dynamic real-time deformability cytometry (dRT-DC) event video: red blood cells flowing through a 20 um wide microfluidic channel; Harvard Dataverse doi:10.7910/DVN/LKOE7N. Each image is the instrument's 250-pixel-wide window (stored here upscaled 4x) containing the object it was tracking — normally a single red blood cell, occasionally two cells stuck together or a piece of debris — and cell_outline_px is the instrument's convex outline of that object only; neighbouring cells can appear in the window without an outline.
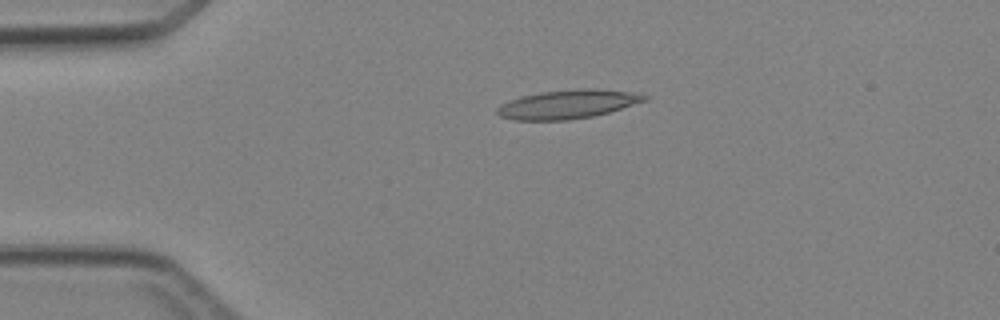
{"species": "Egyptian fruit bat (a non-hibernating species)", "species_latin": "Rousettus aegyptiacus", "temperature_condition": "cold", "stored_images_in_passage": 4, "camera_frame_rate_fps": 3000, "um_per_image_px": 0.085, "animal": {"sex": "female"}, "frame": {"image": 1, "passage_image": 3, "time_ms": 2.667, "image_size_px": [1000, 320], "cell_outline_px": [[648, 100], [608, 112], [592, 116], [568, 120], [516, 120], [500, 116], [496, 112], [496, 108], [512, 100], [524, 96], [540, 92], [584, 88], [596, 88], [628, 92], [648, 96]], "centroid_in_image_um": [48.27, 8.86], "position_along_channel_um": 36.7, "area_um2": 24.28}}